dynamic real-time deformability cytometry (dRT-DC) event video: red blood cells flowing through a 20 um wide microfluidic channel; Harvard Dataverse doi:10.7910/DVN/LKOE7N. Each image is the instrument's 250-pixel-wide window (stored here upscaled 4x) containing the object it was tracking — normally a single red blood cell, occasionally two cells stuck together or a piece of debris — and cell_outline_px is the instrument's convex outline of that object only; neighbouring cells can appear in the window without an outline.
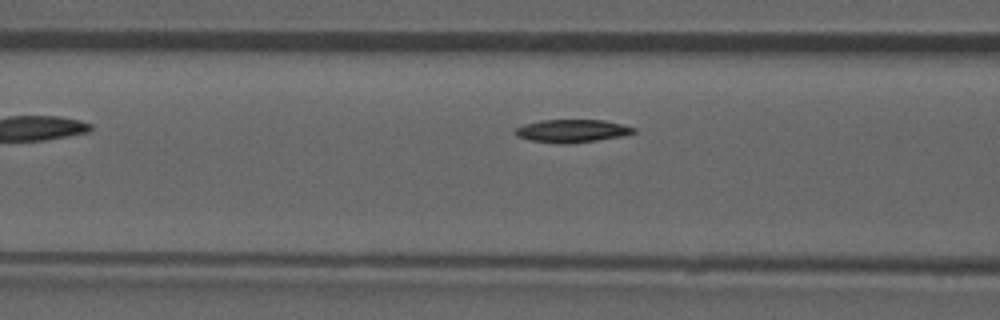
{"species": "common noctule bat (a hibernating species)", "species_latin": "Nyctalus noctula", "temperature_condition": "room temperature", "stored_images_in_passage": 4, "camera_frame_rate_fps": 3000, "um_per_image_px": 0.085, "animal": {"sex": "male", "forearm_length_mm": 52.5}, "frame": {"image": 1, "passage_image": 3, "time_ms": 2.333, "image_size_px": [1000, 320], "cell_outline_px": [[636, 132], [624, 136], [596, 140], [560, 144], [532, 140], [516, 136], [512, 132], [516, 128], [524, 124], [540, 120], [604, 120], [636, 128]], "centroid_in_image_um": [48.6, 11.12], "position_along_channel_um": 118.0, "area_um2": 15.72}}
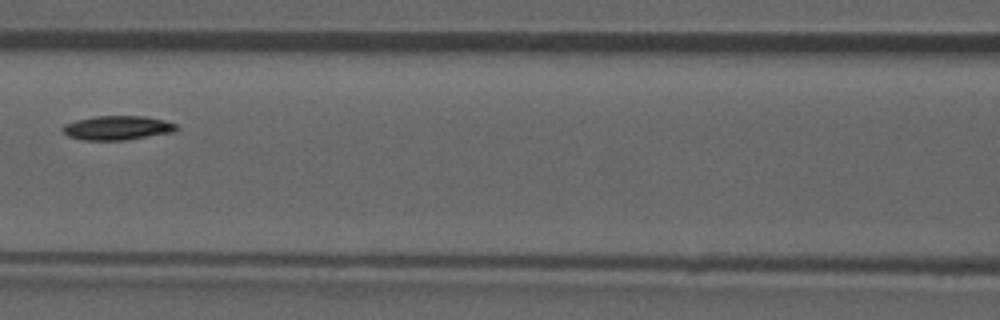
{"frame": {"image": 2, "passage_image": 4, "time_ms": 3.333, "image_size_px": [1000, 320], "cell_outline_px": [[180, 128], [176, 132], [124, 140], [84, 140], [68, 136], [60, 128], [64, 124], [76, 120], [92, 116], [144, 116], [164, 120], [176, 124]], "centroid_in_image_um": [9.99, 10.86], "position_along_channel_um": 156.6, "area_um2": 16.18}}